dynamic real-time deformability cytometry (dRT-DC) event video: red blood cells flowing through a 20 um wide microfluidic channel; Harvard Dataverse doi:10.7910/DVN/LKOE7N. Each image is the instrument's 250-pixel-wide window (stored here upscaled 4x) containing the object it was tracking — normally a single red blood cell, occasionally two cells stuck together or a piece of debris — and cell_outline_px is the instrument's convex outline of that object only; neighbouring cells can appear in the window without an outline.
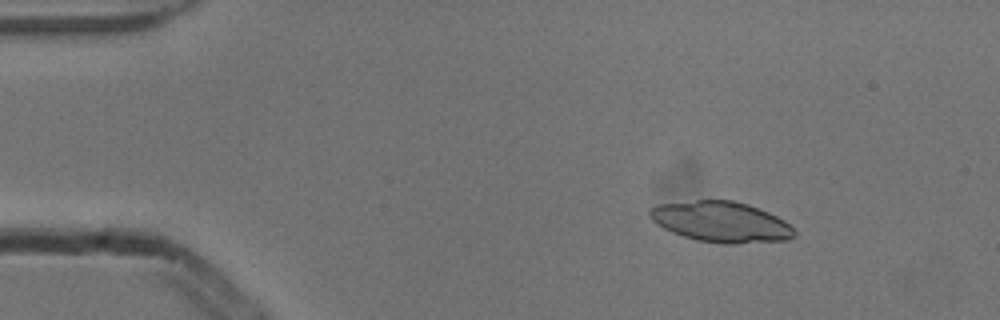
{"species": "common noctule bat (a hibernating species)", "species_latin": "Nyctalus noctula", "temperature_condition": "cold", "stored_images_in_passage": 4, "camera_frame_rate_fps": 3000, "um_per_image_px": 0.085, "animal": {"sex": "male", "body_mass_g": 13.3}, "frame": {"image": 1, "passage_image": 2, "time_ms": 0.333, "image_size_px": [1000, 320], "cell_outline_px": [[796, 236], [788, 240], [736, 244], [724, 244], [696, 240], [672, 232], [656, 224], [648, 216], [648, 208], [656, 204], [696, 200], [732, 200], [748, 204], [768, 212], [784, 220], [796, 232]], "centroid_in_image_um": [61.27, 18.86], "position_along_channel_um": 23.7, "area_um2": 34.51}}